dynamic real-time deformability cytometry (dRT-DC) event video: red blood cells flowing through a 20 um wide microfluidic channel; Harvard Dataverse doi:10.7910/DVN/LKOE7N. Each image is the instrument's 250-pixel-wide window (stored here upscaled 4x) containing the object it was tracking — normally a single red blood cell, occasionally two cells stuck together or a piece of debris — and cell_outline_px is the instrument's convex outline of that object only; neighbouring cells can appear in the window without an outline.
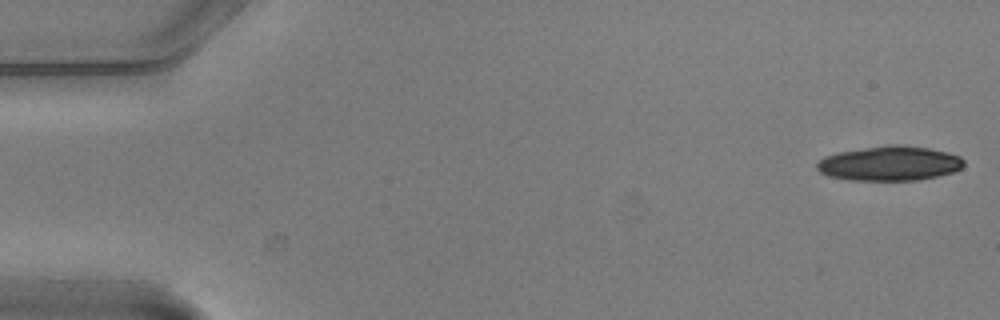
{"species": "common noctule bat (a hibernating species)", "species_latin": "Nyctalus noctula", "temperature_condition": "warm", "stored_images_in_passage": 5, "camera_frame_rate_fps": 3000, "um_per_image_px": 0.085, "animal": {"sex": "male", "body_mass_g": 20.5, "forearm_length_mm": 52.5}, "frame": {"image": 1, "passage_image": 1, "time_ms": 0.0, "image_size_px": [1000, 320], "cell_outline_px": [[964, 164], [960, 168], [952, 172], [920, 180], [848, 180], [828, 176], [820, 172], [816, 168], [816, 164], [824, 156], [836, 152], [888, 144], [900, 144], [928, 148], [948, 152], [960, 156], [964, 160]], "centroid_in_image_um": [75.59, 13.88], "position_along_channel_um": 9.4, "area_um2": 29.82}}